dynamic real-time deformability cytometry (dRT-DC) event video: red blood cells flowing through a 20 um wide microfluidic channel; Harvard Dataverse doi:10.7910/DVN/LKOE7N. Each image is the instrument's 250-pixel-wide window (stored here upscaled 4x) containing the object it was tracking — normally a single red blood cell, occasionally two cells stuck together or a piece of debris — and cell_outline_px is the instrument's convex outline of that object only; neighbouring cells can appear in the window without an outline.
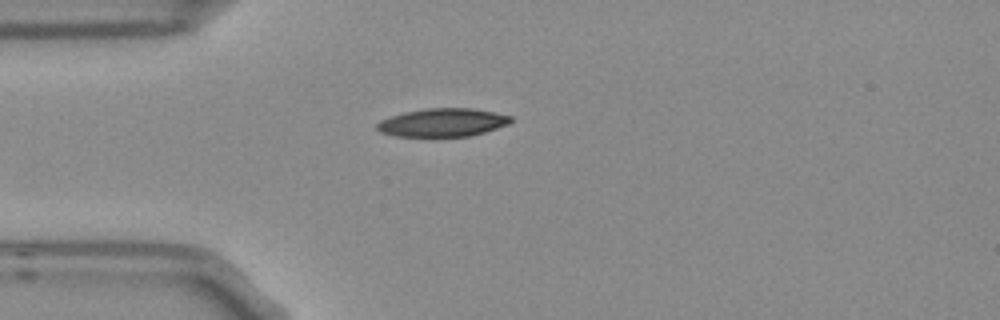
{"species": "Egyptian fruit bat (a non-hibernating species)", "species_latin": "Rousettus aegyptiacus", "temperature_condition": "room temperature", "stored_images_in_passage": 1, "camera_frame_rate_fps": 3000, "um_per_image_px": 0.085, "frame": {"image": 1, "passage_image": 1, "time_ms": 0.0, "image_size_px": [1000, 320], "cell_outline_px": [[512, 120], [508, 124], [484, 132], [468, 136], [396, 136], [380, 132], [376, 128], [376, 124], [380, 120], [404, 112], [428, 108], [472, 108], [512, 116]], "centroid_in_image_um": [37.6, 10.41], "position_along_channel_um": 47.4, "area_um2": 21.79}}